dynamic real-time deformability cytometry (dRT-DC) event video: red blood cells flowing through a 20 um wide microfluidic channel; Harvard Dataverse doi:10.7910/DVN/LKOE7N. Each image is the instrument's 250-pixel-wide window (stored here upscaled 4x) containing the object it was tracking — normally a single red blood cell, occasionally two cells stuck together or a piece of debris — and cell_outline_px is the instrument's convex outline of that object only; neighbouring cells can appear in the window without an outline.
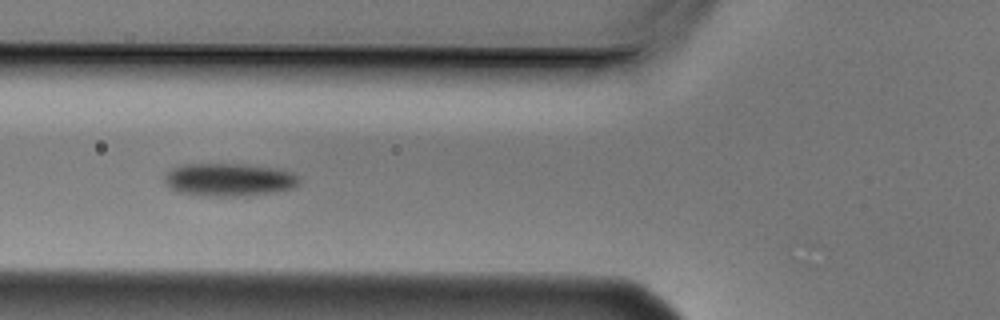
{"species": "Egyptian fruit bat (a non-hibernating species)", "species_latin": "Rousettus aegyptiacus", "temperature_condition": "cold", "stored_images_in_passage": 14, "camera_frame_rate_fps": 3000, "um_per_image_px": 0.085, "animal": {"sex": "male"}, "frame": {"image": 1, "passage_image": 5, "time_ms": 1.333, "image_size_px": [1000, 320], "cell_outline_px": [[300, 180], [296, 188], [272, 192], [232, 196], [212, 196], [176, 192], [164, 184], [164, 176], [172, 168], [184, 164], [248, 164], [280, 168], [292, 172], [300, 176]], "centroid_in_image_um": [19.49, 15.26], "position_along_channel_um": 106.3, "area_um2": 26.07}}
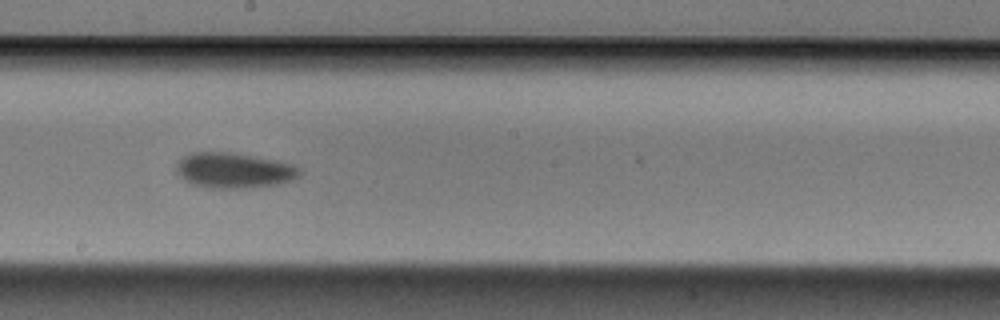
{"frame": {"image": 2, "passage_image": 8, "time_ms": 2.333, "image_size_px": [1000, 320], "cell_outline_px": [[300, 176], [292, 180], [276, 184], [240, 188], [208, 188], [188, 184], [176, 172], [176, 164], [184, 156], [192, 152], [232, 152], [292, 164], [300, 168]], "centroid_in_image_um": [19.83, 14.49], "position_along_channel_um": 228.4, "area_um2": 25.32}}
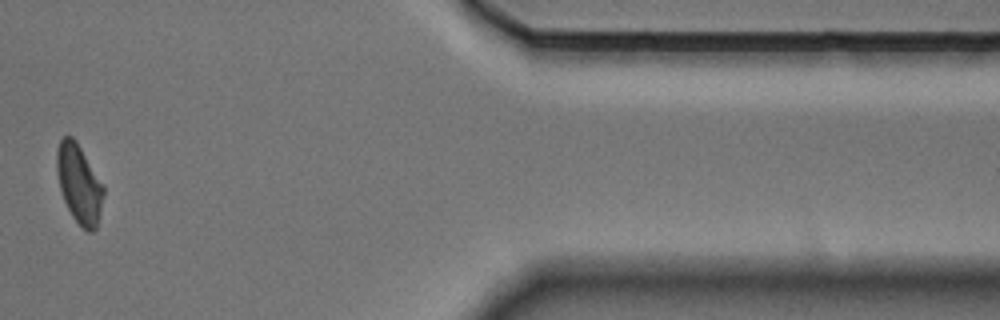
{"frame": {"image": 3, "passage_image": 12, "time_ms": 3.667, "image_size_px": [1000, 320], "cell_outline_px": [[104, 196], [96, 228], [92, 232], [88, 232], [72, 216], [64, 200], [60, 188], [56, 172], [56, 152], [60, 140], [64, 136], [72, 136], [76, 140], [104, 188]], "centroid_in_image_um": [6.7, 15.61], "position_along_channel_um": 404.7, "area_um2": 21.1}}